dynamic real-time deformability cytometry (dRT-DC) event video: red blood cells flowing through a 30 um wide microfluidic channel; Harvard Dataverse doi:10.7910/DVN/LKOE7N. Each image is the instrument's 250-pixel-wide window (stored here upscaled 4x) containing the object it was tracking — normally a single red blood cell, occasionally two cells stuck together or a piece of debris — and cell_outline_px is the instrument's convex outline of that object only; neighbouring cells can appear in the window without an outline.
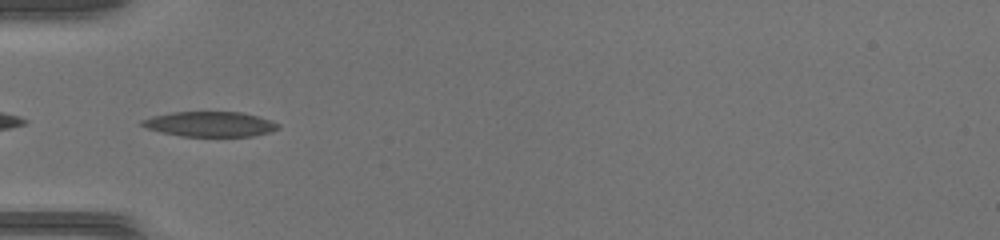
{"species": "common noctule bat (a hibernating species)", "species_latin": "Nyctalus noctula", "temperature_condition": "warm", "stored_images_in_passage": 29, "camera_frame_rate_fps": 3000, "um_per_image_px": 0.085, "animal": {"sex": "female", "body_mass_g": 17.0, "forearm_length_mm": 48.0}, "frame": {"image": 1, "passage_image": 1, "time_ms": 0.0, "image_size_px": [1000, 240], "cell_outline_px": [[280, 128], [272, 132], [252, 136], [184, 136], [164, 132], [148, 128], [140, 124], [140, 120], [152, 116], [172, 112], [240, 112], [272, 120], [280, 124]], "centroid_in_image_um": [17.9, 10.54], "position_along_channel_um": 67.1, "area_um2": 19.77}}
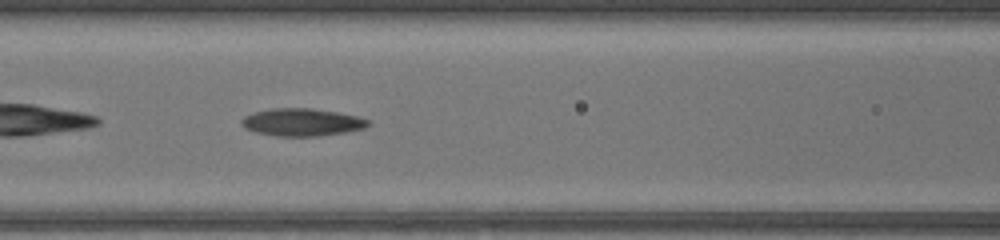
{"frame": {"image": 2, "passage_image": 6, "time_ms": 1.667, "image_size_px": [1000, 240], "cell_outline_px": [[368, 124], [364, 128], [344, 132], [316, 136], [276, 136], [256, 132], [244, 128], [240, 124], [240, 120], [244, 116], [256, 112], [272, 108], [308, 108], [336, 112], [356, 116], [368, 120]], "centroid_in_image_um": [25.6, 10.39], "position_along_channel_um": 141.0, "area_um2": 20.06}}
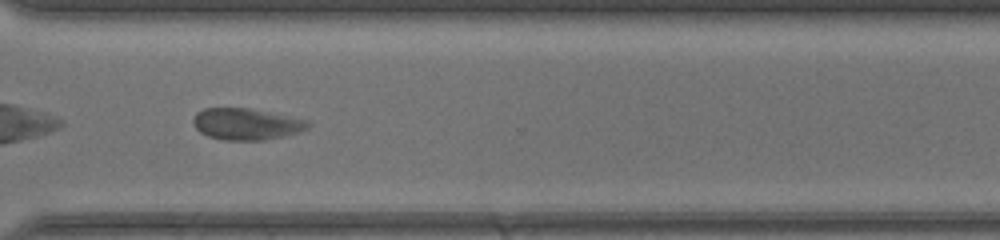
{"frame": {"image": 3, "passage_image": 20, "time_ms": 6.333, "image_size_px": [1000, 240], "cell_outline_px": [[312, 124], [308, 128], [284, 136], [264, 140], [224, 140], [208, 136], [200, 132], [192, 124], [192, 120], [196, 112], [204, 108], [248, 108], [308, 120]], "centroid_in_image_um": [20.91, 10.54], "position_along_channel_um": 349.7, "area_um2": 21.04}}